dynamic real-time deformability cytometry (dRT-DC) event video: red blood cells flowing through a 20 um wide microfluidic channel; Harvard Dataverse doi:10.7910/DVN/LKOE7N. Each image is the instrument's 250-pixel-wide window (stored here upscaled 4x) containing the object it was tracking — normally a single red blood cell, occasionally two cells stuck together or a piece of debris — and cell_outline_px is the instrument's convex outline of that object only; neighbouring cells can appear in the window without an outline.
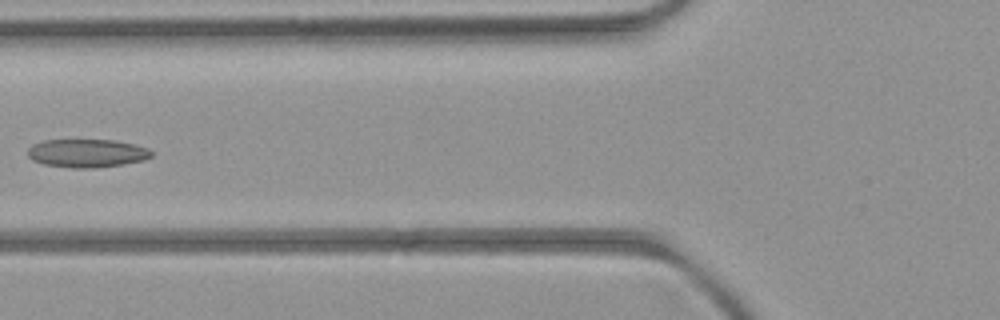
{"species": "common noctule bat (a hibernating species)", "species_latin": "Nyctalus noctula", "temperature_condition": "room temperature", "stored_images_in_passage": 5, "camera_frame_rate_fps": 3000, "um_per_image_px": 0.085, "animal": {"sex": "female", "body_mass_g": 21.9}, "frame": {"image": 1, "passage_image": 4, "time_ms": 4.333, "image_size_px": [1000, 320], "cell_outline_px": [[152, 156], [144, 160], [124, 164], [96, 168], [72, 168], [44, 164], [32, 160], [28, 156], [28, 148], [32, 144], [44, 140], [116, 140], [136, 144], [148, 148], [152, 152]], "centroid_in_image_um": [7.4, 13.02], "position_along_channel_um": 118.4, "area_um2": 20.58}}
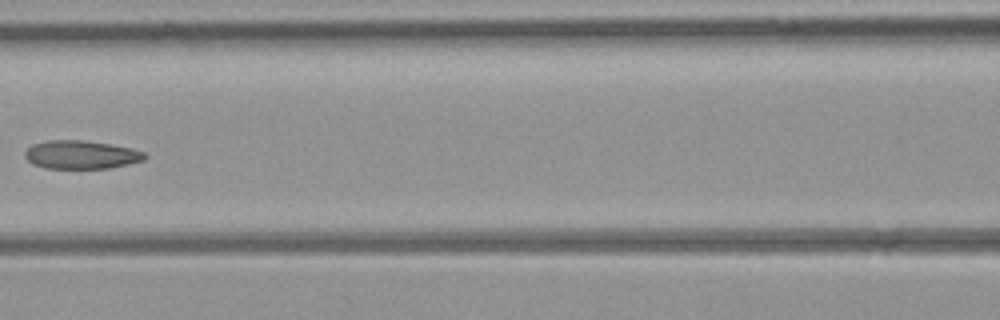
{"frame": {"image": 2, "passage_image": 5, "time_ms": 5.333, "image_size_px": [1000, 320], "cell_outline_px": [[148, 156], [144, 160], [112, 168], [44, 168], [32, 164], [24, 156], [24, 152], [32, 144], [48, 140], [80, 140], [112, 144], [132, 148], [144, 152]], "centroid_in_image_um": [6.9, 13.15], "position_along_channel_um": 159.7, "area_um2": 19.94}}